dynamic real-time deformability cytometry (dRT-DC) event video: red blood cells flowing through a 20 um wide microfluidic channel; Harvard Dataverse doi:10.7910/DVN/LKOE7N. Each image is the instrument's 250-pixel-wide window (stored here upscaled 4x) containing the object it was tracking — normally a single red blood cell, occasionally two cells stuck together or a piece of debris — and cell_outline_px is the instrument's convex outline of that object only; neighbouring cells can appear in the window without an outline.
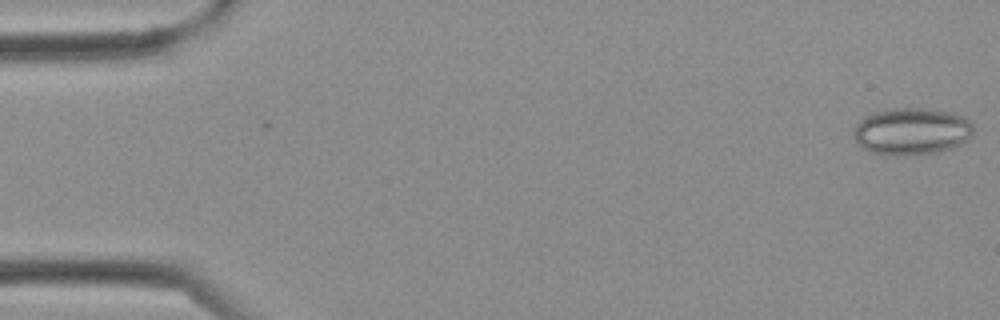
{"species": "Egyptian fruit bat (a non-hibernating species)", "species_latin": "Rousettus aegyptiacus", "temperature_condition": "cold", "stored_images_in_passage": 3, "camera_frame_rate_fps": 3000, "um_per_image_px": 0.085, "frame": {"image": 1, "passage_image": 1, "time_ms": 0.0, "image_size_px": [1000, 320], "cell_outline_px": [[972, 136], [960, 144], [952, 148], [936, 152], [896, 156], [872, 152], [864, 148], [852, 136], [852, 132], [856, 124], [864, 116], [876, 112], [892, 108], [928, 108], [952, 112], [964, 116], [972, 124]], "centroid_in_image_um": [77.49, 11.15], "position_along_channel_um": 7.5, "area_um2": 32.89}}